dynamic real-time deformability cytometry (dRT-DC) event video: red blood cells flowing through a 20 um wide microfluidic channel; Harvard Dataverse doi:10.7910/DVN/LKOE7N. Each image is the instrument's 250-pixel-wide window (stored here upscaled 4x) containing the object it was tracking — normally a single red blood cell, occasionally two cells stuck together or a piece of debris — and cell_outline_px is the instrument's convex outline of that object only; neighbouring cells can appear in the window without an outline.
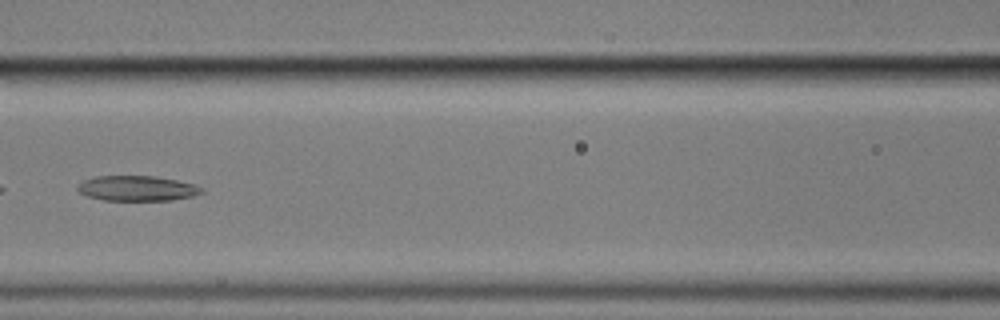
{"species": "common noctule bat (a hibernating species)", "species_latin": "Nyctalus noctula", "temperature_condition": "cold", "stored_images_in_passage": 5, "camera_frame_rate_fps": 3000, "um_per_image_px": 0.085, "animal": {"sex": "male", "body_mass_g": 17.9}, "frame": {"image": 1, "passage_image": 4, "time_ms": 3.667, "image_size_px": [1000, 320], "cell_outline_px": [[204, 192], [192, 196], [172, 200], [104, 200], [88, 196], [80, 192], [76, 188], [84, 180], [96, 176], [152, 176], [176, 180], [192, 184], [204, 188]], "centroid_in_image_um": [11.66, 16.01], "position_along_channel_um": 154.9, "area_um2": 17.98}}
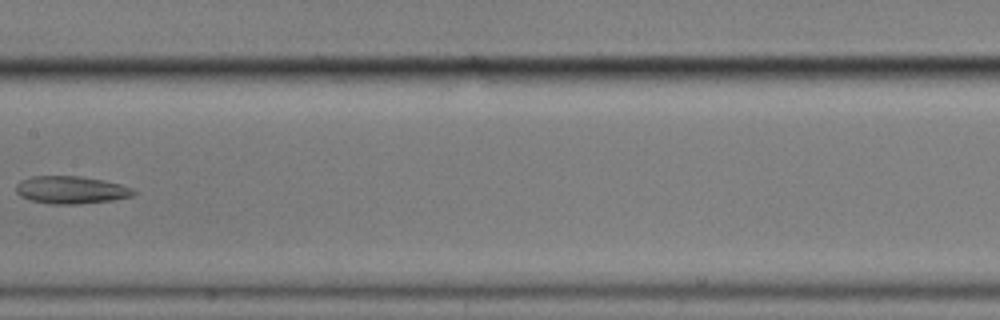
{"frame": {"image": 2, "passage_image": 5, "time_ms": 5.0, "image_size_px": [1000, 320], "cell_outline_px": [[136, 192], [132, 196], [112, 200], [80, 204], [48, 204], [28, 200], [20, 196], [16, 192], [16, 184], [20, 180], [32, 176], [80, 176], [104, 180], [120, 184], [132, 188]], "centroid_in_image_um": [6.0, 16.14], "position_along_channel_um": 201.4, "area_um2": 19.07}}